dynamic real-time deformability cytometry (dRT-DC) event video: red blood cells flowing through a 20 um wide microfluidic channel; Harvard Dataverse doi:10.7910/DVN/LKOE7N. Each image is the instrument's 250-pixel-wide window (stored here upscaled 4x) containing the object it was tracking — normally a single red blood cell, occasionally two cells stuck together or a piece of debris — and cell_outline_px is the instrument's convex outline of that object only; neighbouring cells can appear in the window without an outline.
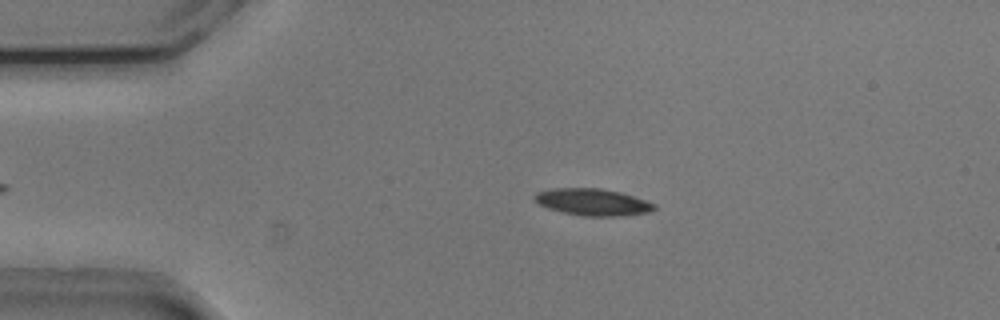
{"species": "common noctule bat (a hibernating species)", "species_latin": "Nyctalus noctula", "temperature_condition": "cold", "stored_images_in_passage": 40, "camera_frame_rate_fps": 3000, "um_per_image_px": 0.085, "animal": {"sex": "male", "body_mass_g": 20.5, "forearm_length_mm": 52.5}, "frame": {"image": 1, "passage_image": 4, "time_ms": 1.0, "image_size_px": [1000, 320], "cell_outline_px": [[656, 208], [648, 212], [624, 216], [584, 216], [564, 212], [548, 208], [532, 200], [532, 196], [536, 192], [552, 188], [600, 188], [620, 192], [656, 204]], "centroid_in_image_um": [50.34, 17.17], "position_along_channel_um": 34.7, "area_um2": 18.73}}
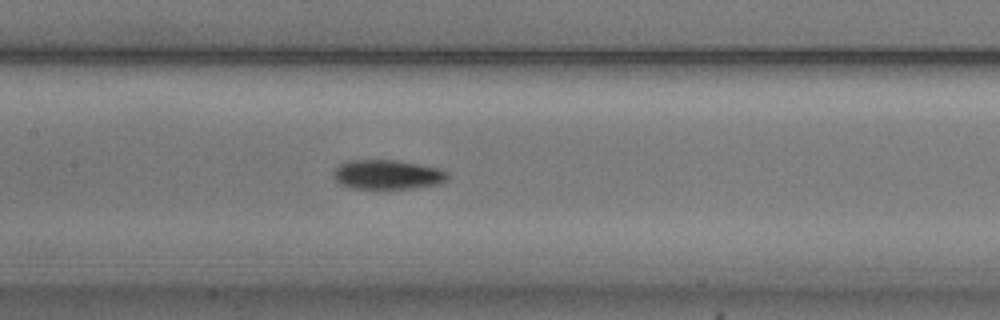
{"frame": {"image": 2, "passage_image": 18, "time_ms": 5.667, "image_size_px": [1000, 320], "cell_outline_px": [[448, 180], [440, 184], [416, 188], [376, 192], [352, 188], [340, 184], [336, 180], [336, 168], [340, 164], [348, 160], [396, 160], [436, 168], [448, 172]], "centroid_in_image_um": [32.95, 14.9], "position_along_channel_um": 174.5, "area_um2": 20.23}}
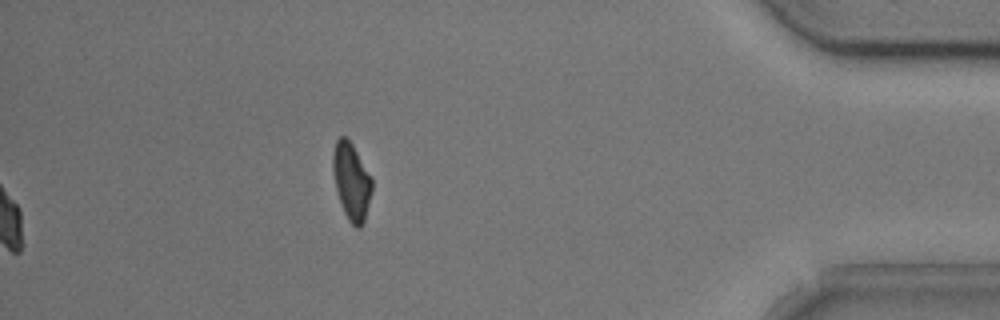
{"frame": {"image": 3, "passage_image": 40, "time_ms": 13.0, "image_size_px": [1000, 320], "cell_outline_px": [[372, 188], [364, 224], [360, 228], [356, 228], [348, 220], [344, 212], [336, 188], [332, 168], [332, 152], [336, 140], [340, 136], [344, 136], [352, 144], [372, 180]], "centroid_in_image_um": [29.86, 15.43], "position_along_channel_um": 405.3, "area_um2": 17.28}, "authors_computed_cell_mechanics": {"area_um2": 19.363, "velocity_mm_per_s": 3.7932, "shape_relaxation_time_tau1_ms": 2.6559, "shape_relaxation_time_tau2_ms": null, "deformation_change_tau1": 0.1217, "deformation_change_tau2": null}}